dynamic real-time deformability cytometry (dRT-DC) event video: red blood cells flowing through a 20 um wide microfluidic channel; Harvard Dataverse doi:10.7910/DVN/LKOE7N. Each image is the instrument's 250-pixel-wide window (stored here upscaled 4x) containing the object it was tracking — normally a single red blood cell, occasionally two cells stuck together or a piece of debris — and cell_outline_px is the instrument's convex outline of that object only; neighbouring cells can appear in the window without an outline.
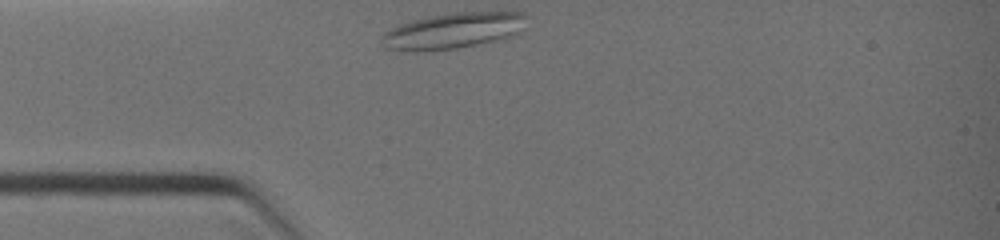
{"species": "common noctule bat (a hibernating species)", "species_latin": "Nyctalus noctula", "temperature_condition": "warm", "stored_images_in_passage": 3, "camera_frame_rate_fps": 3000, "um_per_image_px": 0.085, "animal": {"sex": "female", "body_mass_g": 19.0, "forearm_length_mm": 51.5}, "frame": {"image": 1, "passage_image": 1, "time_ms": 0.0, "image_size_px": [1000, 240], "cell_outline_px": [[524, 16], [520, 32], [512, 36], [476, 44], [456, 48], [416, 52], [408, 52], [384, 48], [380, 44], [380, 36], [384, 32], [400, 24], [412, 20], [428, 16], [452, 12], [524, 12]], "centroid_in_image_um": [38.39, 2.62], "position_along_channel_um": 46.6, "area_um2": 30.29}}